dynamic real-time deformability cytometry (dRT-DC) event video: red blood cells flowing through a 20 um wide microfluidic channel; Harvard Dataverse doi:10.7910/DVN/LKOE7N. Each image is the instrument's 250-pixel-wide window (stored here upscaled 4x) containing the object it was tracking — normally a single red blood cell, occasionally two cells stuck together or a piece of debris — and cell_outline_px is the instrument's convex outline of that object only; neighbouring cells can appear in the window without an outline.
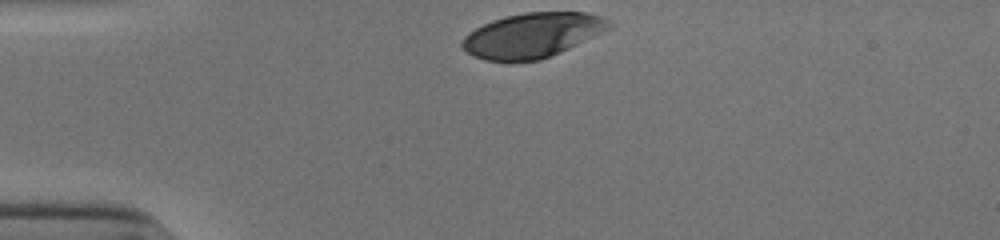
{"species": "human", "species_latin": "Homo sapiens", "temperature_condition": "cold", "stored_images_in_passage": 30, "camera_frame_rate_fps": 3000, "um_per_image_px": 0.085, "donor": {"sex": "male"}, "frame": {"image": 1, "passage_image": 1, "time_ms": 0.0, "image_size_px": [1000, 240], "cell_outline_px": [[612, 24], [604, 32], [568, 48], [540, 60], [512, 64], [484, 60], [460, 48], [460, 44], [464, 36], [476, 28], [492, 20], [504, 16], [524, 12], [584, 12], [600, 16], [612, 20]], "centroid_in_image_um": [45.22, 3.02], "position_along_channel_um": 39.8, "area_um2": 38.73}}
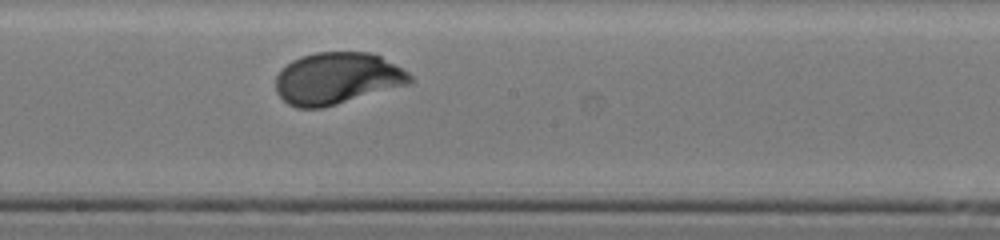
{"frame": {"image": 2, "passage_image": 18, "time_ms": 5.667, "image_size_px": [1000, 240], "cell_outline_px": [[416, 80], [408, 84], [336, 104], [320, 108], [296, 108], [288, 104], [276, 92], [276, 76], [280, 68], [292, 60], [300, 56], [316, 52], [372, 52], [380, 56], [408, 72]], "centroid_in_image_um": [28.62, 6.65], "position_along_channel_um": 219.6, "area_um2": 40.52}}
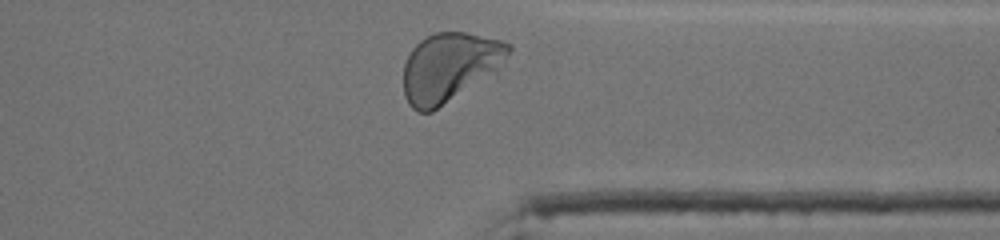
{"frame": {"image": 3, "passage_image": 30, "time_ms": 9.667, "image_size_px": [1000, 240], "cell_outline_px": [[512, 48], [496, 72], [432, 112], [416, 112], [408, 104], [404, 96], [404, 64], [412, 48], [420, 40], [436, 32], [464, 32], [500, 40], [512, 44]], "centroid_in_image_um": [38.2, 5.72], "position_along_channel_um": 373.2, "area_um2": 42.14}, "authors_computed_cell_mechanics": {"area_um2": 40.4889, "velocity_mm_per_s": 3.864, "shape_relaxation_time_tau1_ms": 2.5804, "shape_relaxation_time_tau2_ms": null, "deformation_change_tau1": 0.1663, "deformation_change_tau2": null}}